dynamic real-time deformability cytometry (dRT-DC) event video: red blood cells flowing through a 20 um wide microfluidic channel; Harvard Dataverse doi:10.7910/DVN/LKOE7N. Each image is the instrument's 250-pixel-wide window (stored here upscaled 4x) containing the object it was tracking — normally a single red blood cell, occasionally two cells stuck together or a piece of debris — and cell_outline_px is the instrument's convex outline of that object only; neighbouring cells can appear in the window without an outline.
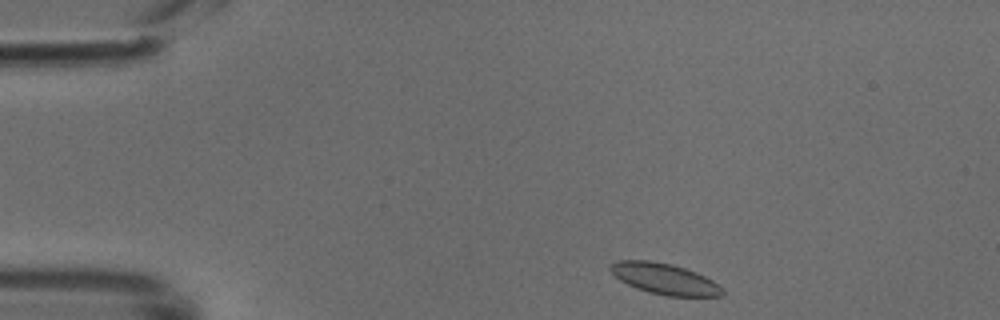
{"species": "common noctule bat (a hibernating species)", "species_latin": "Nyctalus noctula", "temperature_condition": "cold", "stored_images_in_passage": 42, "camera_frame_rate_fps": 3000, "um_per_image_px": 0.085, "animal": {"sex": "male", "body_mass_g": 18.8}, "frame": {"image": 1, "passage_image": 1, "time_ms": 0.0, "image_size_px": [1000, 320], "cell_outline_px": [[724, 296], [668, 296], [648, 292], [636, 288], [620, 280], [608, 268], [616, 260], [648, 260], [672, 264], [696, 272], [720, 284], [724, 288]], "centroid_in_image_um": [56.52, 23.7], "position_along_channel_um": 28.5, "area_um2": 20.23}}
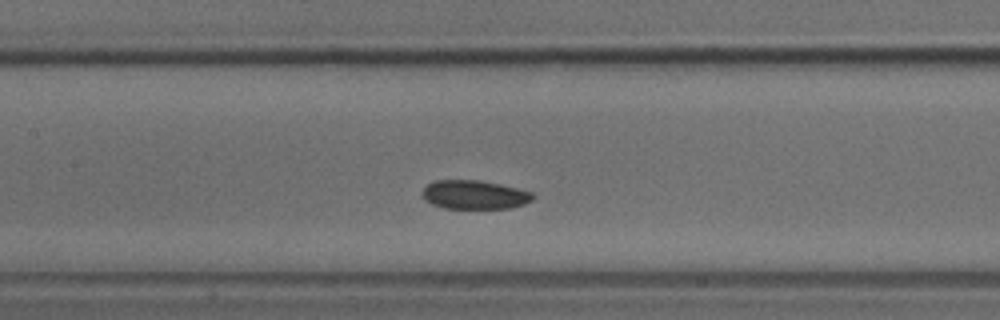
{"frame": {"image": 2, "passage_image": 16, "time_ms": 5.0, "image_size_px": [1000, 320], "cell_outline_px": [[536, 196], [532, 200], [524, 204], [508, 208], [444, 208], [432, 204], [424, 200], [420, 192], [428, 184], [436, 180], [480, 180], [500, 184], [532, 192]], "centroid_in_image_um": [40.31, 16.55], "position_along_channel_um": 167.1, "area_um2": 18.61}}
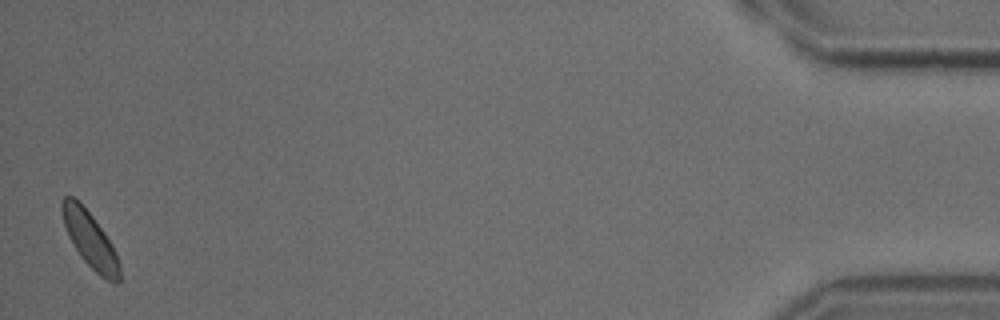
{"frame": {"image": 3, "passage_image": 42, "time_ms": 13.667, "image_size_px": [1000, 320], "cell_outline_px": [[120, 280], [116, 284], [112, 284], [100, 276], [80, 256], [68, 236], [64, 224], [60, 208], [60, 204], [64, 196], [72, 196], [92, 216], [104, 232], [112, 244], [116, 252], [120, 264]], "centroid_in_image_um": [7.67, 20.42], "position_along_channel_um": 427.5, "area_um2": 18.61}}